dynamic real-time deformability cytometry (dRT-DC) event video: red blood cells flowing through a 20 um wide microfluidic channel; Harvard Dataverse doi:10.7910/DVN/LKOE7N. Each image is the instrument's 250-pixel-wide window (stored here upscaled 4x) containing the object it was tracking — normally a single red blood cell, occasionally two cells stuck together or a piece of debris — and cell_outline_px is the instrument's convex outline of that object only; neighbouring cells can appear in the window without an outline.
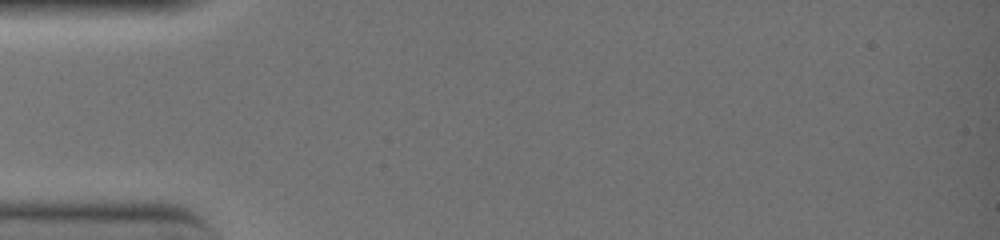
{"species": "common noctule bat (a hibernating species)", "species_latin": "Nyctalus noctula", "temperature_condition": "warm", "stored_images_in_passage": 2, "camera_frame_rate_fps": 3000, "um_per_image_px": 0.085, "animal": {"sex": "female", "body_mass_g": 19.0, "forearm_length_mm": 51.5}, "frame": {"image": 1, "passage_image": 1, "time_ms": 0.0, "image_size_px": [1000, 240], "cell_outline_px": [[156, 168], [76, 168], [20, 164], [16, 160], [64, 152], [156, 160]], "centroid_in_image_um": [7.47, 13.72], "position_along_channel_um": 77.5, "area_um2": 11.16}}